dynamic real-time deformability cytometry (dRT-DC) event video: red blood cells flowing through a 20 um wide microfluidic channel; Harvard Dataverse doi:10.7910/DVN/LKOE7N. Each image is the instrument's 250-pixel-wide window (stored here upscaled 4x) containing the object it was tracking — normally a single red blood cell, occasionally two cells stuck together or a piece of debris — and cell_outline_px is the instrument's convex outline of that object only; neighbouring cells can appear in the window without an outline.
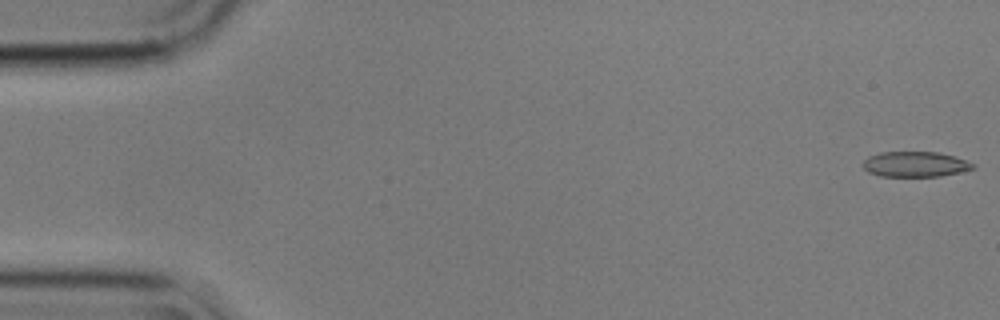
{"species": "common noctule bat (a hibernating species)", "species_latin": "Nyctalus noctula", "temperature_condition": "cold", "stored_images_in_passage": 56, "camera_frame_rate_fps": 3000, "um_per_image_px": 0.085, "animal": {"sex": "male", "body_mass_g": 17.9}, "frame": {"image": 1, "passage_image": 1, "time_ms": 0.0, "image_size_px": [1000, 320], "cell_outline_px": [[976, 168], [960, 172], [940, 176], [880, 176], [868, 172], [864, 168], [864, 160], [868, 156], [880, 152], [936, 152], [952, 156], [976, 164]], "centroid_in_image_um": [77.79, 13.96], "position_along_channel_um": 7.2, "area_um2": 16.13}}
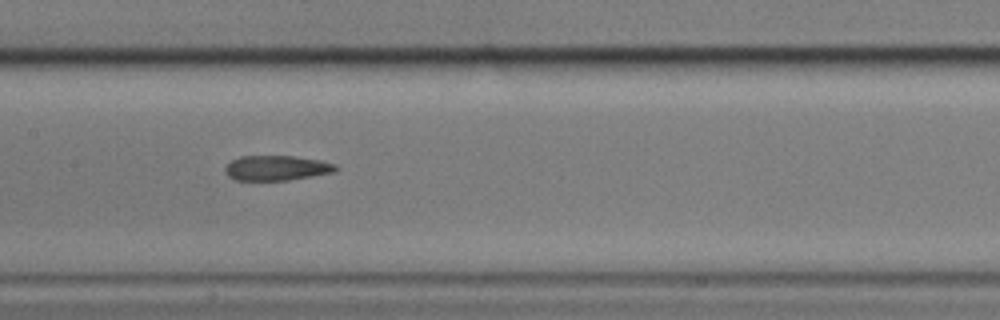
{"frame": {"image": 2, "passage_image": 27, "time_ms": 8.667, "image_size_px": [1000, 320], "cell_outline_px": [[340, 168], [336, 172], [288, 180], [236, 180], [228, 176], [224, 172], [224, 168], [232, 160], [240, 156], [292, 156], [320, 160], [336, 164]], "centroid_in_image_um": [23.53, 14.28], "position_along_channel_um": 183.9, "area_um2": 16.18}}
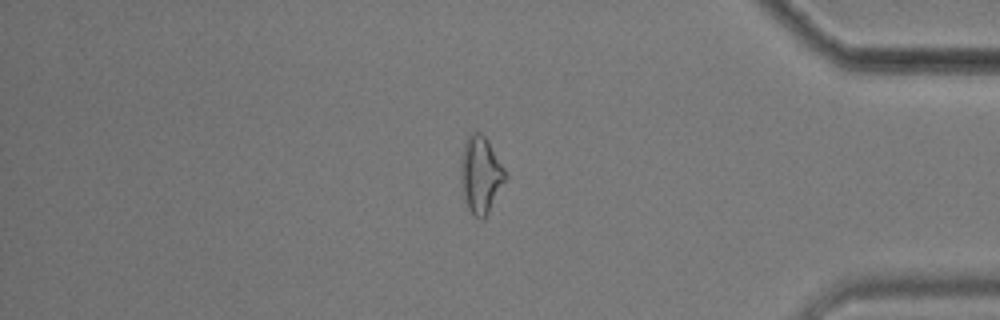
{"frame": {"image": 3, "passage_image": 47, "time_ms": 15.333, "image_size_px": [1000, 320], "cell_outline_px": [[508, 176], [484, 220], [480, 220], [472, 216], [464, 200], [460, 180], [460, 164], [464, 144], [468, 136], [472, 132], [480, 132], [488, 140], [504, 168]], "centroid_in_image_um": [40.84, 14.89], "position_along_channel_um": 394.4, "area_um2": 20.17}, "authors_computed_cell_mechanics": {"area_um2": 17.1377, "velocity_mm_per_s": 3.5824, "shape_relaxation_time_tau1_ms": null, "shape_relaxation_time_tau2_ms": 3.5385, "deformation_change_tau1": null, "deformation_change_tau2": 0.1375}}